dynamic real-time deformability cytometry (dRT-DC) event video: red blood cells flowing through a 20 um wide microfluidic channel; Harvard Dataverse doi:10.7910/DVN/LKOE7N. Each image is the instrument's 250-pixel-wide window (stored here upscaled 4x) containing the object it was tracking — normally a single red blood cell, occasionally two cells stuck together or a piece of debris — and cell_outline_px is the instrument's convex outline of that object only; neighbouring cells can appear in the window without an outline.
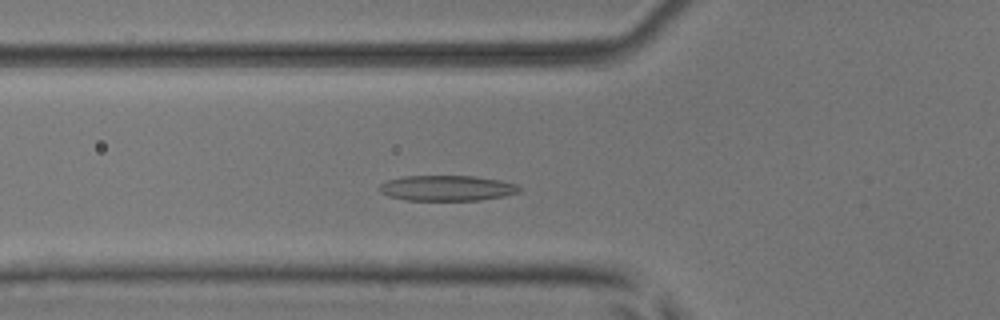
{"species": "common noctule bat (a hibernating species)", "species_latin": "Nyctalus noctula", "temperature_condition": "room temperature", "stored_images_in_passage": 49, "camera_frame_rate_fps": 3000, "um_per_image_px": 0.085, "animal": {"sex": "male", "body_mass_g": 17.9, "forearm_length_mm": 54.2}, "frame": {"image": 1, "passage_image": 14, "time_ms": 4.333, "image_size_px": [1000, 320], "cell_outline_px": [[524, 188], [520, 192], [504, 196], [480, 200], [404, 200], [388, 196], [380, 192], [376, 188], [380, 184], [388, 180], [404, 176], [476, 176], [500, 180], [516, 184]], "centroid_in_image_um": [38.0, 15.99], "position_along_channel_um": 87.8, "area_um2": 20.98}}
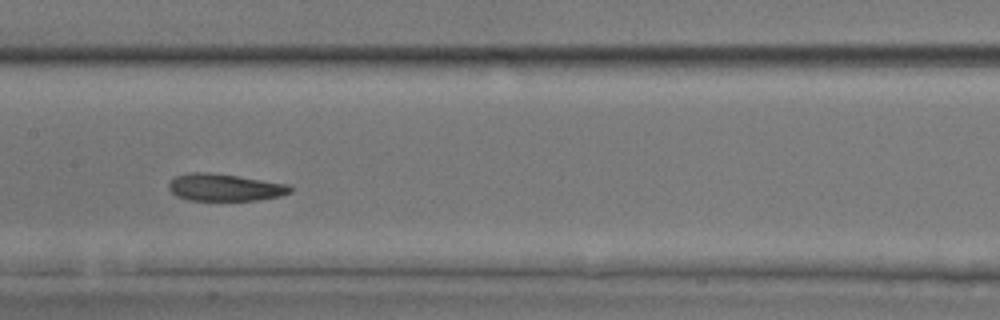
{"frame": {"image": 2, "passage_image": 22, "time_ms": 7.0, "image_size_px": [1000, 320], "cell_outline_px": [[292, 192], [280, 196], [256, 200], [188, 200], [176, 196], [168, 188], [168, 184], [176, 176], [192, 172], [208, 172], [236, 176], [288, 184], [292, 188]], "centroid_in_image_um": [19.1, 15.93], "position_along_channel_um": 188.3, "area_um2": 19.07}}
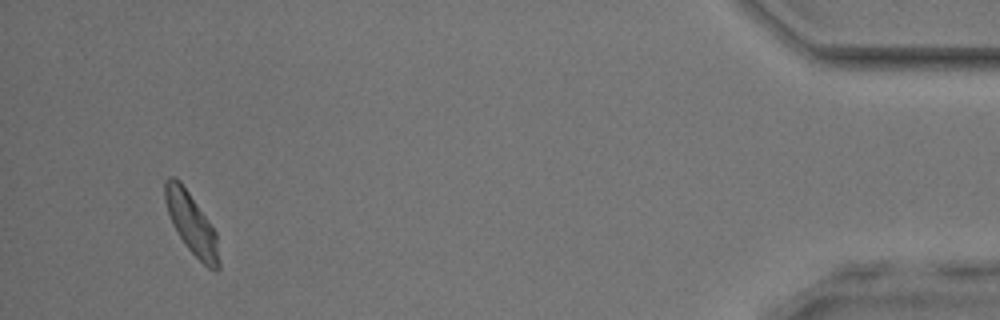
{"frame": {"image": 3, "passage_image": 46, "time_ms": 15.0, "image_size_px": [1000, 320], "cell_outline_px": [[220, 268], [216, 272], [208, 268], [188, 248], [172, 224], [164, 200], [164, 180], [168, 176], [176, 176], [180, 180], [208, 220], [216, 232], [220, 264]], "centroid_in_image_um": [16.27, 18.97], "position_along_channel_um": 418.9, "area_um2": 19.07}, "authors_computed_cell_mechanics": {"area_um2": 19.7098, "velocity_mm_per_s": 3.7666, "shape_relaxation_time_tau1_ms": 3.3578, "shape_relaxation_time_tau2_ms": 10.1463, "deformation_change_tau1": 0.1165, "deformation_change_tau2": 0.2025}}